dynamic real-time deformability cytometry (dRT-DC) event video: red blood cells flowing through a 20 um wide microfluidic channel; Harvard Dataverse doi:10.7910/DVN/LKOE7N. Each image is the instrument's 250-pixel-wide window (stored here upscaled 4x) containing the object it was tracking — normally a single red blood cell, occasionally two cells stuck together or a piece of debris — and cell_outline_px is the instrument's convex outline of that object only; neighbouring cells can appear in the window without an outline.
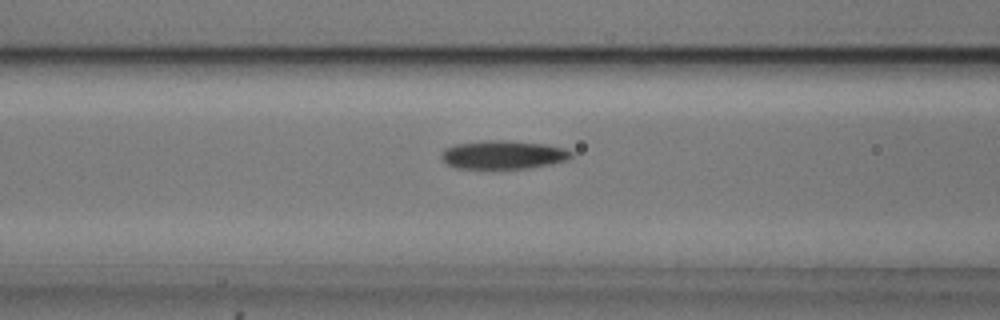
{"species": "common noctule bat (a hibernating species)", "species_latin": "Nyctalus noctula", "temperature_condition": "cold", "stored_images_in_passage": 39, "camera_frame_rate_fps": 3000, "um_per_image_px": 0.085, "animal": {"sex": "male", "body_mass_g": 20.5, "forearm_length_mm": 52.5}, "frame": {"image": 1, "passage_image": 6, "time_ms": 1.667, "image_size_px": [1000, 320], "cell_outline_px": [[572, 156], [568, 160], [548, 164], [524, 168], [456, 168], [448, 164], [440, 156], [444, 148], [456, 144], [484, 140], [504, 140], [544, 144], [564, 148], [572, 152]], "centroid_in_image_um": [42.75, 13.14], "position_along_channel_um": 123.9, "area_um2": 21.33}}
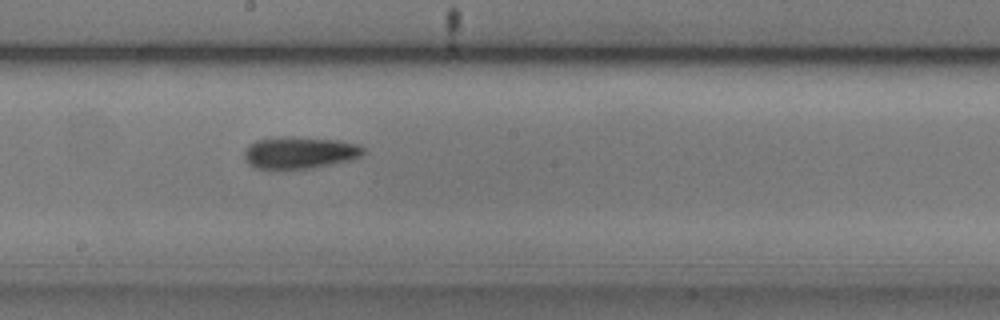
{"frame": {"image": 2, "passage_image": 14, "time_ms": 4.333, "image_size_px": [1000, 320], "cell_outline_px": [[364, 152], [360, 156], [348, 160], [312, 168], [256, 168], [248, 164], [244, 156], [244, 148], [256, 140], [276, 136], [288, 136], [340, 140], [356, 144], [364, 148]], "centroid_in_image_um": [25.42, 12.95], "position_along_channel_um": 222.8, "area_um2": 22.08}}
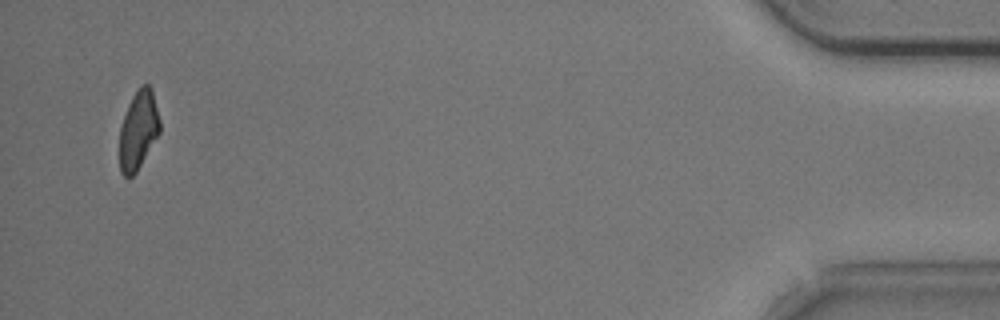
{"frame": {"image": 3, "passage_image": 37, "time_ms": 12.0, "image_size_px": [1000, 320], "cell_outline_px": [[160, 132], [136, 172], [128, 180], [120, 172], [120, 128], [128, 104], [132, 96], [140, 84], [148, 84], [152, 88], [160, 120]], "centroid_in_image_um": [11.76, 11.04], "position_along_channel_um": 423.4, "area_um2": 18.55}, "authors_computed_cell_mechanics": {"area_um2": 20.519, "velocity_mm_per_s": 3.7005, "shape_relaxation_time_tau1_ms": 3.2501, "shape_relaxation_time_tau2_ms": null, "deformation_change_tau1": 0.1332, "deformation_change_tau2": null}}